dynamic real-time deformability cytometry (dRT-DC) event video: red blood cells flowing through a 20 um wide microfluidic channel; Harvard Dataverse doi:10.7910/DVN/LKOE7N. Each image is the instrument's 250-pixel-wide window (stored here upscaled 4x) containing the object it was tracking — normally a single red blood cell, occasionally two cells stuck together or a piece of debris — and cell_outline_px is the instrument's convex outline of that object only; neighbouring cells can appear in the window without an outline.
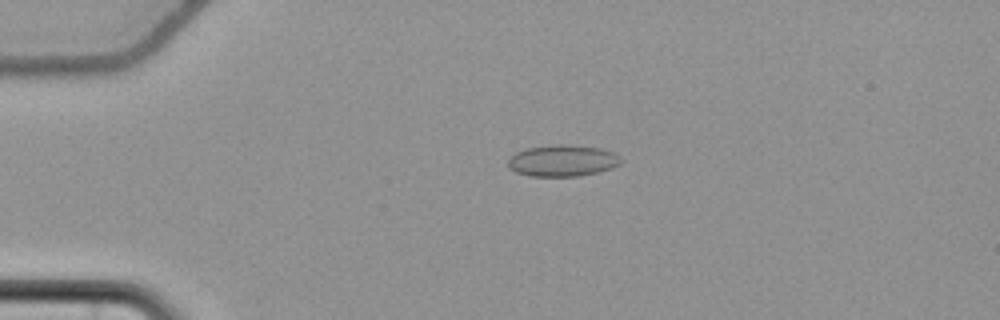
{"species": "common noctule bat (a hibernating species)", "species_latin": "Nyctalus noctula", "temperature_condition": "cold", "stored_images_in_passage": 46, "camera_frame_rate_fps": 3000, "um_per_image_px": 0.085, "animal": {"sex": "female", "body_mass_g": 22.7, "forearm_length_mm": 54.2}, "frame": {"image": 1, "passage_image": 3, "time_ms": 0.667, "image_size_px": [1000, 320], "cell_outline_px": [[624, 160], [620, 164], [612, 168], [580, 176], [528, 176], [516, 172], [508, 168], [508, 160], [516, 152], [528, 148], [556, 144], [564, 144], [600, 148], [616, 152]], "centroid_in_image_um": [47.85, 13.65], "position_along_channel_um": 37.2, "area_um2": 20.87}}
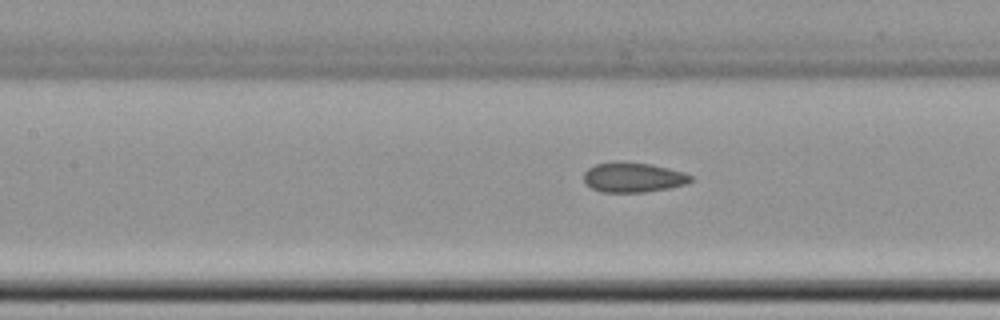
{"frame": {"image": 2, "passage_image": 16, "time_ms": 5.0, "image_size_px": [1000, 320], "cell_outline_px": [[692, 180], [688, 184], [672, 188], [644, 192], [600, 192], [584, 184], [584, 172], [588, 168], [596, 164], [652, 164], [684, 172], [692, 176]], "centroid_in_image_um": [53.86, 15.12], "position_along_channel_um": 153.5, "area_um2": 18.21}}
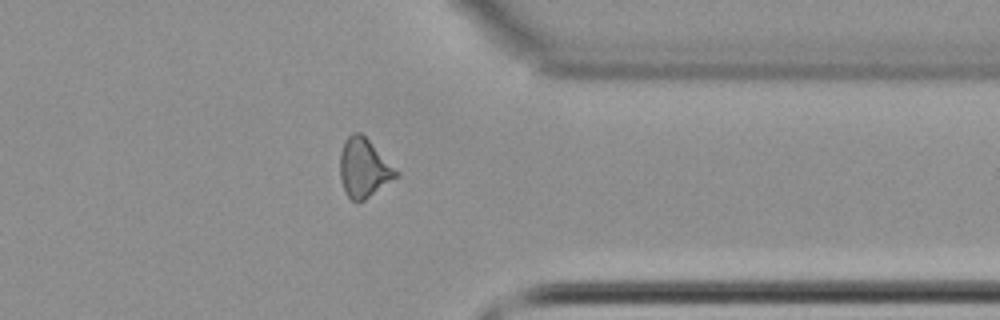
{"frame": {"image": 3, "passage_image": 35, "time_ms": 11.333, "image_size_px": [1000, 320], "cell_outline_px": [[400, 176], [364, 200], [352, 200], [348, 196], [340, 180], [340, 152], [344, 140], [352, 132], [360, 132], [400, 172]], "centroid_in_image_um": [30.94, 14.27], "position_along_channel_um": 380.5, "area_um2": 19.19}, "authors_computed_cell_mechanics": {"area_um2": 18.6116, "velocity_mm_per_s": 3.6796, "shape_relaxation_time_tau1_ms": null, "shape_relaxation_time_tau2_ms": 4.0806, "deformation_change_tau1": null, "deformation_change_tau2": 0.0995}}